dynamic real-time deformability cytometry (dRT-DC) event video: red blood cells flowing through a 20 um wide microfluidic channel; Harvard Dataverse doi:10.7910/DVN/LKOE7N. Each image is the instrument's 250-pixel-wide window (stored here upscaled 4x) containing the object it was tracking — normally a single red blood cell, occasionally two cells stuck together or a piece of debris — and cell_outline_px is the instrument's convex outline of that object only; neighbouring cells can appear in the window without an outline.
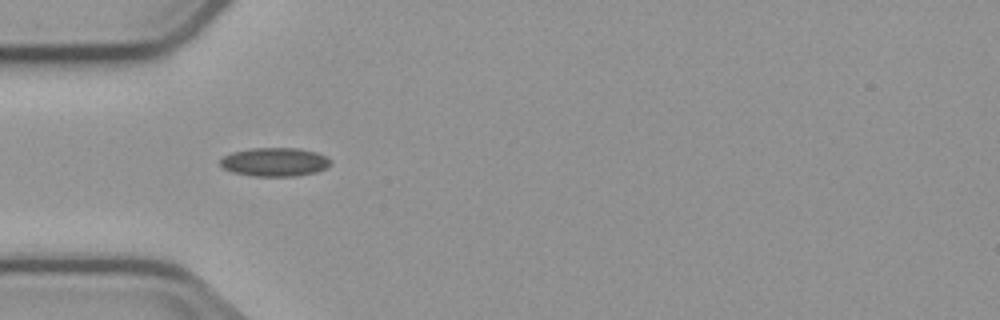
{"species": "common noctule bat (a hibernating species)", "species_latin": "Nyctalus noctula", "temperature_condition": "cold", "stored_images_in_passage": 3, "camera_frame_rate_fps": 3000, "um_per_image_px": 0.085, "animal": {"sex": "male", "body_mass_g": 23.1, "forearm_length_mm": 52.7}, "frame": {"image": 1, "passage_image": 1, "time_ms": 0.0, "image_size_px": [1000, 320], "cell_outline_px": [[332, 164], [328, 168], [316, 172], [296, 176], [252, 176], [232, 172], [220, 168], [220, 160], [224, 156], [232, 152], [252, 148], [296, 148], [316, 152], [332, 160]], "centroid_in_image_um": [23.35, 13.78], "position_along_channel_um": 61.7, "area_um2": 18.61}}
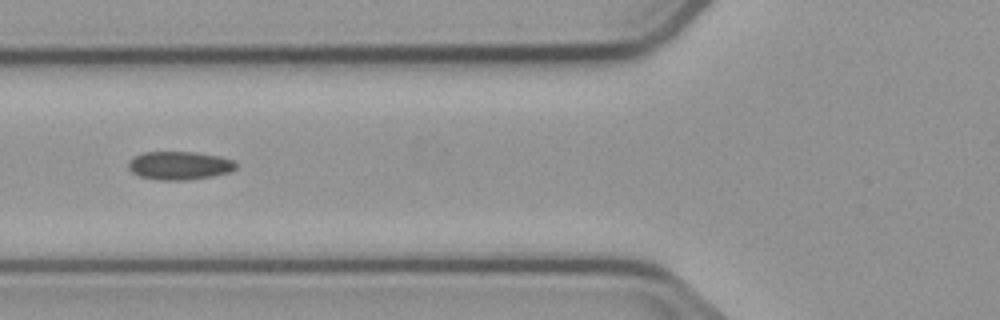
{"frame": {"image": 2, "passage_image": 2, "time_ms": 1.333, "image_size_px": [1000, 320], "cell_outline_px": [[236, 168], [228, 172], [212, 176], [184, 180], [160, 180], [140, 176], [132, 172], [128, 168], [128, 164], [136, 156], [144, 152], [196, 152], [220, 156], [232, 160], [236, 164]], "centroid_in_image_um": [15.26, 14.06], "position_along_channel_um": 110.5, "area_um2": 17.51}}
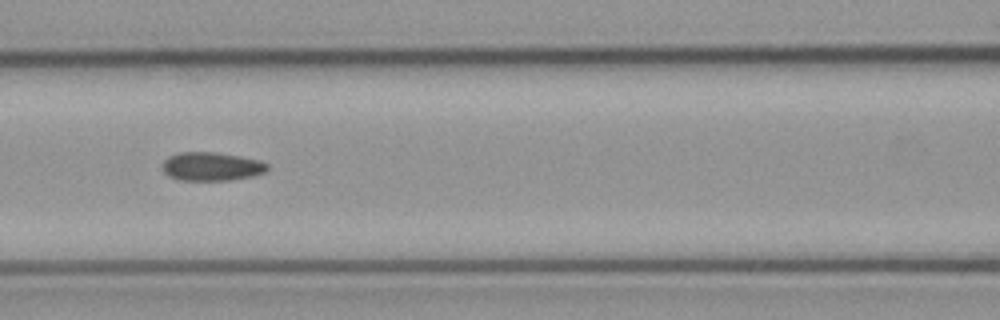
{"frame": {"image": 3, "passage_image": 3, "time_ms": 2.333, "image_size_px": [1000, 320], "cell_outline_px": [[268, 168], [264, 172], [252, 176], [228, 180], [176, 180], [168, 176], [164, 172], [164, 160], [168, 156], [180, 152], [212, 152], [240, 156], [260, 160], [268, 164]], "centroid_in_image_um": [17.97, 14.15], "position_along_channel_um": 148.6, "area_um2": 17.4}}